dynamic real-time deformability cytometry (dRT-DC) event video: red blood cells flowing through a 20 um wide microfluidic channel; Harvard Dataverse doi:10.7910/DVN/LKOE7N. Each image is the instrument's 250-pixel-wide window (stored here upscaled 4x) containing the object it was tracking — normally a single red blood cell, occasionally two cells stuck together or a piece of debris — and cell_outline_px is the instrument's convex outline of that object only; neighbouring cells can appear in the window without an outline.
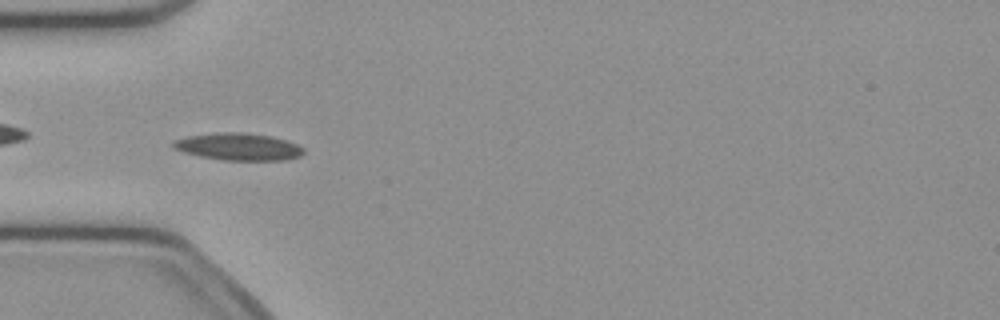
{"species": "common noctule bat (a hibernating species)", "species_latin": "Nyctalus noctula", "temperature_condition": "cold", "stored_images_in_passage": 39, "camera_frame_rate_fps": 3000, "um_per_image_px": 0.085, "animal": {"sex": "female", "body_mass_g": 21.9}, "frame": {"image": 1, "passage_image": 3, "time_ms": 0.667, "image_size_px": [1000, 320], "cell_outline_px": [[304, 152], [300, 156], [288, 160], [224, 160], [200, 156], [184, 152], [172, 148], [172, 140], [188, 136], [224, 132], [248, 132], [272, 136], [288, 140], [304, 148]], "centroid_in_image_um": [20.29, 12.46], "position_along_channel_um": 64.7, "area_um2": 20.81}}
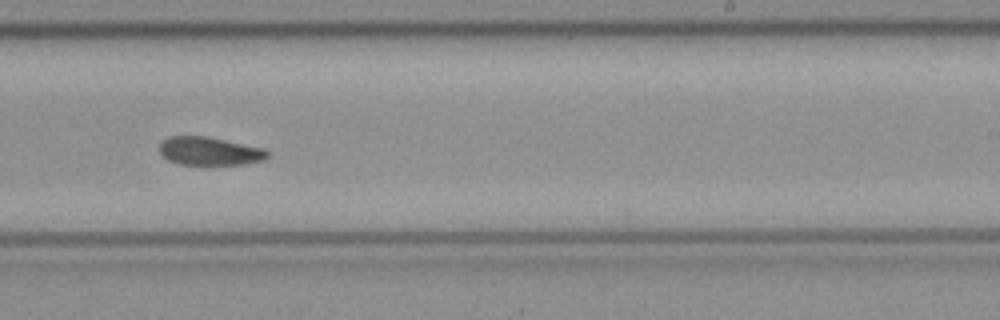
{"frame": {"image": 2, "passage_image": 19, "time_ms": 6.0, "image_size_px": [1000, 320], "cell_outline_px": [[272, 156], [264, 160], [244, 164], [176, 164], [160, 156], [160, 144], [168, 136], [204, 136], [264, 148]], "centroid_in_image_um": [17.81, 12.85], "position_along_channel_um": 271.2, "area_um2": 17.8}}
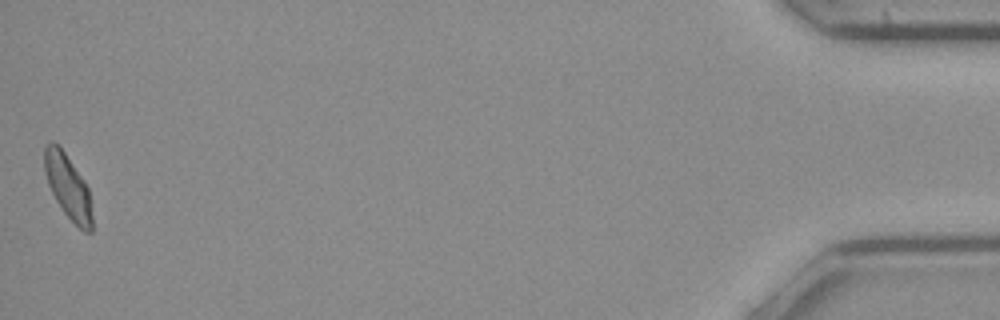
{"frame": {"image": 3, "passage_image": 39, "time_ms": 12.667, "image_size_px": [1000, 320], "cell_outline_px": [[92, 232], [84, 232], [64, 212], [56, 200], [48, 184], [44, 172], [44, 148], [52, 140], [64, 152], [84, 180], [88, 188], [92, 216]], "centroid_in_image_um": [5.77, 15.87], "position_along_channel_um": 429.4, "area_um2": 17.51}, "authors_computed_cell_mechanics": {"area_um2": 18.6694, "velocity_mm_per_s": 3.88, "shape_relaxation_time_tau1_ms": 6.6674, "shape_relaxation_time_tau2_ms": 8.3342, "deformation_change_tau1": 0.1533, "deformation_change_tau2": 0.1563}}